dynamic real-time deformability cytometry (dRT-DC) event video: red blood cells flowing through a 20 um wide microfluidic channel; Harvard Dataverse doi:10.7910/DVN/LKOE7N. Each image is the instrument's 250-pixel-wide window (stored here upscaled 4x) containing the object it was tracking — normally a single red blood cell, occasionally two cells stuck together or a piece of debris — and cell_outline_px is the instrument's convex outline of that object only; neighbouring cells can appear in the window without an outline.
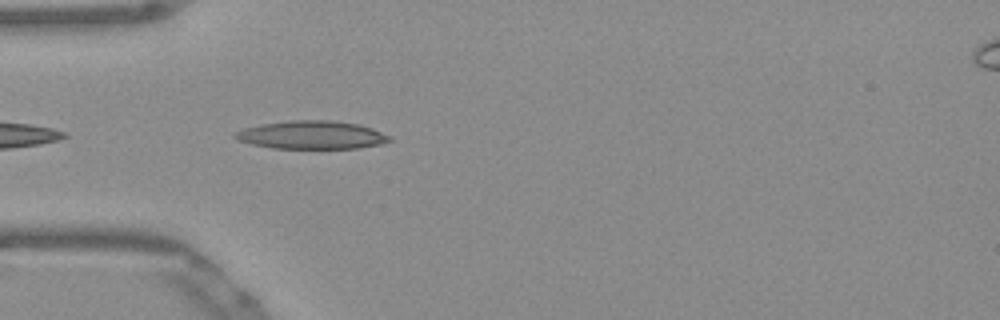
{"species": "Egyptian fruit bat (a non-hibernating species)", "species_latin": "Rousettus aegyptiacus", "temperature_condition": "warm", "stored_images_in_passage": 8, "camera_frame_rate_fps": 3000, "um_per_image_px": 0.085, "frame": {"image": 1, "passage_image": 2, "time_ms": 0.333, "image_size_px": [1000, 320], "cell_outline_px": [[392, 140], [380, 144], [360, 148], [272, 148], [252, 144], [236, 140], [232, 136], [236, 132], [244, 128], [264, 124], [292, 120], [328, 120], [360, 124], [372, 128], [392, 136]], "centroid_in_image_um": [26.52, 11.47], "position_along_channel_um": 58.5, "area_um2": 25.32}}